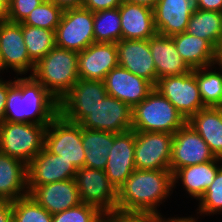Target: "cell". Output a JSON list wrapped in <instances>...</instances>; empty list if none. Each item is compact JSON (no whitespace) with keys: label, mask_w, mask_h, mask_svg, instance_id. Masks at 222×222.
<instances>
[{"label":"cell","mask_w":222,"mask_h":222,"mask_svg":"<svg viewBox=\"0 0 222 222\" xmlns=\"http://www.w3.org/2000/svg\"><path fill=\"white\" fill-rule=\"evenodd\" d=\"M8 80L4 121L48 125L59 114V102L32 75Z\"/></svg>","instance_id":"6da1fadb"},{"label":"cell","mask_w":222,"mask_h":222,"mask_svg":"<svg viewBox=\"0 0 222 222\" xmlns=\"http://www.w3.org/2000/svg\"><path fill=\"white\" fill-rule=\"evenodd\" d=\"M173 188L170 170L135 169L118 189L117 209L162 216L157 207L172 194Z\"/></svg>","instance_id":"7a4b0ae2"},{"label":"cell","mask_w":222,"mask_h":222,"mask_svg":"<svg viewBox=\"0 0 222 222\" xmlns=\"http://www.w3.org/2000/svg\"><path fill=\"white\" fill-rule=\"evenodd\" d=\"M32 76L59 102L79 80L78 53L55 46L35 64Z\"/></svg>","instance_id":"3957f363"},{"label":"cell","mask_w":222,"mask_h":222,"mask_svg":"<svg viewBox=\"0 0 222 222\" xmlns=\"http://www.w3.org/2000/svg\"><path fill=\"white\" fill-rule=\"evenodd\" d=\"M186 118L155 88L132 108V130L174 134Z\"/></svg>","instance_id":"277c9868"},{"label":"cell","mask_w":222,"mask_h":222,"mask_svg":"<svg viewBox=\"0 0 222 222\" xmlns=\"http://www.w3.org/2000/svg\"><path fill=\"white\" fill-rule=\"evenodd\" d=\"M47 126L4 121L0 125V152L27 165L44 148Z\"/></svg>","instance_id":"5b68a950"},{"label":"cell","mask_w":222,"mask_h":222,"mask_svg":"<svg viewBox=\"0 0 222 222\" xmlns=\"http://www.w3.org/2000/svg\"><path fill=\"white\" fill-rule=\"evenodd\" d=\"M44 147L51 153L72 163L77 169L84 167L82 126L58 114L47 126Z\"/></svg>","instance_id":"8992f818"},{"label":"cell","mask_w":222,"mask_h":222,"mask_svg":"<svg viewBox=\"0 0 222 222\" xmlns=\"http://www.w3.org/2000/svg\"><path fill=\"white\" fill-rule=\"evenodd\" d=\"M94 12L83 7L64 9L55 31L56 46L79 53L95 42Z\"/></svg>","instance_id":"52a82bcc"},{"label":"cell","mask_w":222,"mask_h":222,"mask_svg":"<svg viewBox=\"0 0 222 222\" xmlns=\"http://www.w3.org/2000/svg\"><path fill=\"white\" fill-rule=\"evenodd\" d=\"M82 203L97 207L102 213L117 209L118 190L104 170L81 167L74 177Z\"/></svg>","instance_id":"ba28073f"},{"label":"cell","mask_w":222,"mask_h":222,"mask_svg":"<svg viewBox=\"0 0 222 222\" xmlns=\"http://www.w3.org/2000/svg\"><path fill=\"white\" fill-rule=\"evenodd\" d=\"M188 120L205 108L193 70L179 76L158 79L154 86Z\"/></svg>","instance_id":"9c48e42d"},{"label":"cell","mask_w":222,"mask_h":222,"mask_svg":"<svg viewBox=\"0 0 222 222\" xmlns=\"http://www.w3.org/2000/svg\"><path fill=\"white\" fill-rule=\"evenodd\" d=\"M173 134L135 131V168L170 170Z\"/></svg>","instance_id":"30bf717a"},{"label":"cell","mask_w":222,"mask_h":222,"mask_svg":"<svg viewBox=\"0 0 222 222\" xmlns=\"http://www.w3.org/2000/svg\"><path fill=\"white\" fill-rule=\"evenodd\" d=\"M106 95L104 81L79 78L59 101V114L68 121L80 123Z\"/></svg>","instance_id":"8fae6325"},{"label":"cell","mask_w":222,"mask_h":222,"mask_svg":"<svg viewBox=\"0 0 222 222\" xmlns=\"http://www.w3.org/2000/svg\"><path fill=\"white\" fill-rule=\"evenodd\" d=\"M83 128L123 133L132 130V108L106 95L79 123Z\"/></svg>","instance_id":"7c38bea8"},{"label":"cell","mask_w":222,"mask_h":222,"mask_svg":"<svg viewBox=\"0 0 222 222\" xmlns=\"http://www.w3.org/2000/svg\"><path fill=\"white\" fill-rule=\"evenodd\" d=\"M216 157L202 137L187 122L173 134L170 171L202 164Z\"/></svg>","instance_id":"4fadbf2b"},{"label":"cell","mask_w":222,"mask_h":222,"mask_svg":"<svg viewBox=\"0 0 222 222\" xmlns=\"http://www.w3.org/2000/svg\"><path fill=\"white\" fill-rule=\"evenodd\" d=\"M0 55L5 70L11 68L18 76L32 75L35 63L29 58L21 23L0 22Z\"/></svg>","instance_id":"5bb4252c"},{"label":"cell","mask_w":222,"mask_h":222,"mask_svg":"<svg viewBox=\"0 0 222 222\" xmlns=\"http://www.w3.org/2000/svg\"><path fill=\"white\" fill-rule=\"evenodd\" d=\"M77 168L45 147L27 164V188L74 179Z\"/></svg>","instance_id":"9a60e30c"},{"label":"cell","mask_w":222,"mask_h":222,"mask_svg":"<svg viewBox=\"0 0 222 222\" xmlns=\"http://www.w3.org/2000/svg\"><path fill=\"white\" fill-rule=\"evenodd\" d=\"M103 81L107 95L117 98L131 108L143 101L154 89L151 82L120 66L113 68Z\"/></svg>","instance_id":"2e32d148"},{"label":"cell","mask_w":222,"mask_h":222,"mask_svg":"<svg viewBox=\"0 0 222 222\" xmlns=\"http://www.w3.org/2000/svg\"><path fill=\"white\" fill-rule=\"evenodd\" d=\"M135 131L114 133L113 147L109 151L104 169L108 179L118 190L135 168Z\"/></svg>","instance_id":"e0dca14e"},{"label":"cell","mask_w":222,"mask_h":222,"mask_svg":"<svg viewBox=\"0 0 222 222\" xmlns=\"http://www.w3.org/2000/svg\"><path fill=\"white\" fill-rule=\"evenodd\" d=\"M119 66L116 43L94 42L78 53L79 78L103 81Z\"/></svg>","instance_id":"ac0fdd59"},{"label":"cell","mask_w":222,"mask_h":222,"mask_svg":"<svg viewBox=\"0 0 222 222\" xmlns=\"http://www.w3.org/2000/svg\"><path fill=\"white\" fill-rule=\"evenodd\" d=\"M116 46L119 66L145 78L155 86L157 75L154 60L151 56L149 39H121L116 42Z\"/></svg>","instance_id":"d6986e66"},{"label":"cell","mask_w":222,"mask_h":222,"mask_svg":"<svg viewBox=\"0 0 222 222\" xmlns=\"http://www.w3.org/2000/svg\"><path fill=\"white\" fill-rule=\"evenodd\" d=\"M153 10L157 33L171 37L186 31L195 10V2L194 0H158Z\"/></svg>","instance_id":"ffe728a7"},{"label":"cell","mask_w":222,"mask_h":222,"mask_svg":"<svg viewBox=\"0 0 222 222\" xmlns=\"http://www.w3.org/2000/svg\"><path fill=\"white\" fill-rule=\"evenodd\" d=\"M29 195L52 215L82 203L74 179L36 186Z\"/></svg>","instance_id":"44dd1931"},{"label":"cell","mask_w":222,"mask_h":222,"mask_svg":"<svg viewBox=\"0 0 222 222\" xmlns=\"http://www.w3.org/2000/svg\"><path fill=\"white\" fill-rule=\"evenodd\" d=\"M151 56L154 60L157 81L167 76L187 74L192 69L177 52V48L170 36L156 34L149 38Z\"/></svg>","instance_id":"7402d4cb"},{"label":"cell","mask_w":222,"mask_h":222,"mask_svg":"<svg viewBox=\"0 0 222 222\" xmlns=\"http://www.w3.org/2000/svg\"><path fill=\"white\" fill-rule=\"evenodd\" d=\"M118 9L122 39L145 40L157 34L152 8L123 1Z\"/></svg>","instance_id":"603a6c76"},{"label":"cell","mask_w":222,"mask_h":222,"mask_svg":"<svg viewBox=\"0 0 222 222\" xmlns=\"http://www.w3.org/2000/svg\"><path fill=\"white\" fill-rule=\"evenodd\" d=\"M27 195V165L0 152V201H15Z\"/></svg>","instance_id":"cb8c5ba5"},{"label":"cell","mask_w":222,"mask_h":222,"mask_svg":"<svg viewBox=\"0 0 222 222\" xmlns=\"http://www.w3.org/2000/svg\"><path fill=\"white\" fill-rule=\"evenodd\" d=\"M220 164V165H218ZM222 167V158L216 157L214 160L187 166L178 169L173 174V187L180 180L189 196L199 200L207 188L213 182L217 171Z\"/></svg>","instance_id":"d4e9b609"},{"label":"cell","mask_w":222,"mask_h":222,"mask_svg":"<svg viewBox=\"0 0 222 222\" xmlns=\"http://www.w3.org/2000/svg\"><path fill=\"white\" fill-rule=\"evenodd\" d=\"M187 123L202 137L215 157L222 158V111L205 107L192 115Z\"/></svg>","instance_id":"484cf974"},{"label":"cell","mask_w":222,"mask_h":222,"mask_svg":"<svg viewBox=\"0 0 222 222\" xmlns=\"http://www.w3.org/2000/svg\"><path fill=\"white\" fill-rule=\"evenodd\" d=\"M171 38L177 52L192 70L215 64L216 49L207 40L186 31Z\"/></svg>","instance_id":"4316f807"},{"label":"cell","mask_w":222,"mask_h":222,"mask_svg":"<svg viewBox=\"0 0 222 222\" xmlns=\"http://www.w3.org/2000/svg\"><path fill=\"white\" fill-rule=\"evenodd\" d=\"M113 143L114 132L82 127V144L85 153L84 167L104 170Z\"/></svg>","instance_id":"83f0119b"},{"label":"cell","mask_w":222,"mask_h":222,"mask_svg":"<svg viewBox=\"0 0 222 222\" xmlns=\"http://www.w3.org/2000/svg\"><path fill=\"white\" fill-rule=\"evenodd\" d=\"M186 32L207 40L215 49L222 41V12L195 9Z\"/></svg>","instance_id":"f1b7e54d"},{"label":"cell","mask_w":222,"mask_h":222,"mask_svg":"<svg viewBox=\"0 0 222 222\" xmlns=\"http://www.w3.org/2000/svg\"><path fill=\"white\" fill-rule=\"evenodd\" d=\"M214 66L215 64L193 69L205 107L222 106V69L216 72L217 67L214 68ZM212 68L215 70L213 71Z\"/></svg>","instance_id":"f546056e"},{"label":"cell","mask_w":222,"mask_h":222,"mask_svg":"<svg viewBox=\"0 0 222 222\" xmlns=\"http://www.w3.org/2000/svg\"><path fill=\"white\" fill-rule=\"evenodd\" d=\"M22 34L29 58L35 64L56 46L55 31L22 25Z\"/></svg>","instance_id":"4dcf8cb0"},{"label":"cell","mask_w":222,"mask_h":222,"mask_svg":"<svg viewBox=\"0 0 222 222\" xmlns=\"http://www.w3.org/2000/svg\"><path fill=\"white\" fill-rule=\"evenodd\" d=\"M95 42L116 43L122 39L118 7L94 12Z\"/></svg>","instance_id":"1f68e13d"},{"label":"cell","mask_w":222,"mask_h":222,"mask_svg":"<svg viewBox=\"0 0 222 222\" xmlns=\"http://www.w3.org/2000/svg\"><path fill=\"white\" fill-rule=\"evenodd\" d=\"M12 222H52V214L27 195L12 201Z\"/></svg>","instance_id":"d6a6232c"},{"label":"cell","mask_w":222,"mask_h":222,"mask_svg":"<svg viewBox=\"0 0 222 222\" xmlns=\"http://www.w3.org/2000/svg\"><path fill=\"white\" fill-rule=\"evenodd\" d=\"M62 13L63 9L61 7L49 0H45L42 4L37 6L23 22H21V25H29L56 31Z\"/></svg>","instance_id":"836d02e7"},{"label":"cell","mask_w":222,"mask_h":222,"mask_svg":"<svg viewBox=\"0 0 222 222\" xmlns=\"http://www.w3.org/2000/svg\"><path fill=\"white\" fill-rule=\"evenodd\" d=\"M198 201L199 207L197 210L199 212L197 213H200V215L208 216V214L214 215L222 212V167L217 171L213 182Z\"/></svg>","instance_id":"e575fe53"},{"label":"cell","mask_w":222,"mask_h":222,"mask_svg":"<svg viewBox=\"0 0 222 222\" xmlns=\"http://www.w3.org/2000/svg\"><path fill=\"white\" fill-rule=\"evenodd\" d=\"M104 216L97 207L81 203L52 215V222H97Z\"/></svg>","instance_id":"d590c367"},{"label":"cell","mask_w":222,"mask_h":222,"mask_svg":"<svg viewBox=\"0 0 222 222\" xmlns=\"http://www.w3.org/2000/svg\"><path fill=\"white\" fill-rule=\"evenodd\" d=\"M45 0H8L6 20L12 23L23 22L29 14Z\"/></svg>","instance_id":"8d00e7d4"},{"label":"cell","mask_w":222,"mask_h":222,"mask_svg":"<svg viewBox=\"0 0 222 222\" xmlns=\"http://www.w3.org/2000/svg\"><path fill=\"white\" fill-rule=\"evenodd\" d=\"M110 222H159L163 216L150 212L123 211L114 209L104 213Z\"/></svg>","instance_id":"74e56055"},{"label":"cell","mask_w":222,"mask_h":222,"mask_svg":"<svg viewBox=\"0 0 222 222\" xmlns=\"http://www.w3.org/2000/svg\"><path fill=\"white\" fill-rule=\"evenodd\" d=\"M123 0H83L82 6L91 12H96L106 9H114L119 7Z\"/></svg>","instance_id":"f35d334b"},{"label":"cell","mask_w":222,"mask_h":222,"mask_svg":"<svg viewBox=\"0 0 222 222\" xmlns=\"http://www.w3.org/2000/svg\"><path fill=\"white\" fill-rule=\"evenodd\" d=\"M195 9L222 12V0H194Z\"/></svg>","instance_id":"ab89813d"},{"label":"cell","mask_w":222,"mask_h":222,"mask_svg":"<svg viewBox=\"0 0 222 222\" xmlns=\"http://www.w3.org/2000/svg\"><path fill=\"white\" fill-rule=\"evenodd\" d=\"M8 96V81L0 78V125L4 122V114L6 107V100Z\"/></svg>","instance_id":"60d3db41"},{"label":"cell","mask_w":222,"mask_h":222,"mask_svg":"<svg viewBox=\"0 0 222 222\" xmlns=\"http://www.w3.org/2000/svg\"><path fill=\"white\" fill-rule=\"evenodd\" d=\"M0 222H12V201H0Z\"/></svg>","instance_id":"b9f144b4"},{"label":"cell","mask_w":222,"mask_h":222,"mask_svg":"<svg viewBox=\"0 0 222 222\" xmlns=\"http://www.w3.org/2000/svg\"><path fill=\"white\" fill-rule=\"evenodd\" d=\"M53 2L55 5H58L63 10L68 8H77L81 7L83 0H49Z\"/></svg>","instance_id":"7bdbcfd3"},{"label":"cell","mask_w":222,"mask_h":222,"mask_svg":"<svg viewBox=\"0 0 222 222\" xmlns=\"http://www.w3.org/2000/svg\"><path fill=\"white\" fill-rule=\"evenodd\" d=\"M159 222H198L195 217H173V218H160V221Z\"/></svg>","instance_id":"ee69618b"},{"label":"cell","mask_w":222,"mask_h":222,"mask_svg":"<svg viewBox=\"0 0 222 222\" xmlns=\"http://www.w3.org/2000/svg\"><path fill=\"white\" fill-rule=\"evenodd\" d=\"M123 1L133 4L144 5L152 9H154L155 5L158 2V0H123Z\"/></svg>","instance_id":"f6af8a7d"},{"label":"cell","mask_w":222,"mask_h":222,"mask_svg":"<svg viewBox=\"0 0 222 222\" xmlns=\"http://www.w3.org/2000/svg\"><path fill=\"white\" fill-rule=\"evenodd\" d=\"M8 13V0H0V22L5 21Z\"/></svg>","instance_id":"bcb514c9"},{"label":"cell","mask_w":222,"mask_h":222,"mask_svg":"<svg viewBox=\"0 0 222 222\" xmlns=\"http://www.w3.org/2000/svg\"><path fill=\"white\" fill-rule=\"evenodd\" d=\"M218 65L222 69V41L219 43L216 49V59H215V65Z\"/></svg>","instance_id":"7dc6e473"},{"label":"cell","mask_w":222,"mask_h":222,"mask_svg":"<svg viewBox=\"0 0 222 222\" xmlns=\"http://www.w3.org/2000/svg\"><path fill=\"white\" fill-rule=\"evenodd\" d=\"M1 70L3 72L5 69H4V66H3V63H2V60H1V55H0V73H1Z\"/></svg>","instance_id":"c3c4849f"},{"label":"cell","mask_w":222,"mask_h":222,"mask_svg":"<svg viewBox=\"0 0 222 222\" xmlns=\"http://www.w3.org/2000/svg\"><path fill=\"white\" fill-rule=\"evenodd\" d=\"M97 222H110L105 216H103L99 221Z\"/></svg>","instance_id":"681fc988"}]
</instances>
